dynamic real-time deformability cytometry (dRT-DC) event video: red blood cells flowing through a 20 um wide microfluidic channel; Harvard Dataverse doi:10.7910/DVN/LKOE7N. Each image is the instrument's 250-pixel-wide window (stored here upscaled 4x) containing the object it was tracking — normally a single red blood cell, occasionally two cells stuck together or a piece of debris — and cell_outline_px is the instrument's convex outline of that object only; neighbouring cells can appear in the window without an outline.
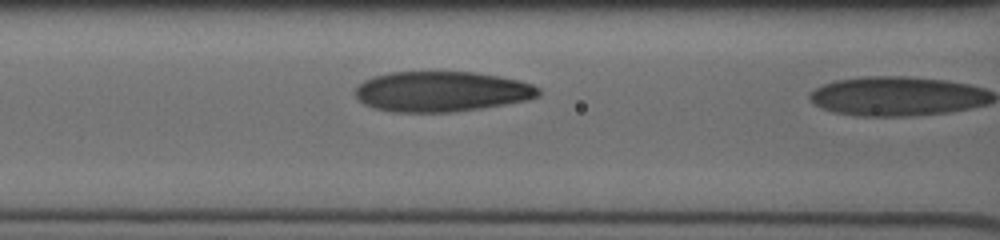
{"species": "human", "species_latin": "Homo sapiens", "temperature_condition": "cold", "stored_images_in_passage": 11, "camera_frame_rate_fps": 3000, "um_per_image_px": 0.085, "donor": {"sex": "male"}, "frame": {"image": 1, "passage_image": 10, "time_ms": 3.0, "image_size_px": [1000, 240], "cell_outline_px": [[540, 96], [528, 100], [480, 108], [452, 112], [396, 112], [376, 108], [364, 104], [356, 96], [356, 88], [364, 80], [388, 72], [476, 72], [500, 76], [520, 80], [532, 84], [540, 88]], "centroid_in_image_um": [37.58, 7.77], "position_along_channel_um": 129.0, "area_um2": 43.0}}